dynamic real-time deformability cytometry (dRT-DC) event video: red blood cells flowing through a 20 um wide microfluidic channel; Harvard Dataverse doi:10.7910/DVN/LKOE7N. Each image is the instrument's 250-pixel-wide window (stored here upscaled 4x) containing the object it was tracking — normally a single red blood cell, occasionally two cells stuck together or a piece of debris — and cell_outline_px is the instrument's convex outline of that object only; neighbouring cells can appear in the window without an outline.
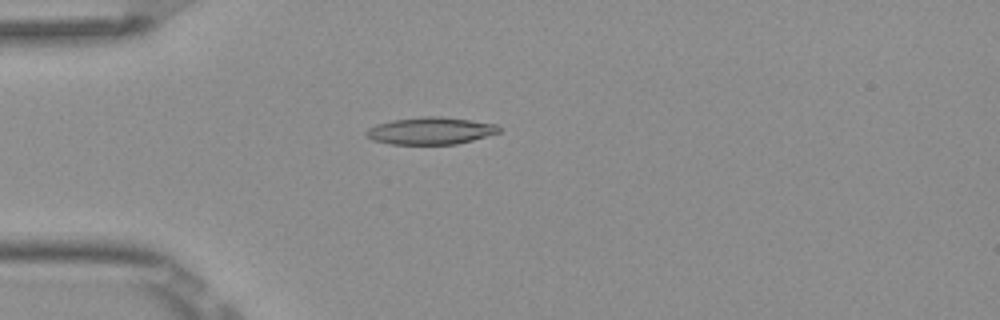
{"species": "Egyptian fruit bat (a non-hibernating species)", "species_latin": "Rousettus aegyptiacus", "temperature_condition": "room temperature", "stored_images_in_passage": 5, "camera_frame_rate_fps": 3000, "um_per_image_px": 0.085, "frame": {"image": 1, "passage_image": 5, "time_ms": 1.333, "image_size_px": [1000, 320], "cell_outline_px": [[500, 132], [472, 140], [456, 144], [388, 144], [372, 140], [364, 136], [364, 132], [368, 128], [376, 124], [392, 120], [424, 116], [440, 116], [496, 124], [500, 128]], "centroid_in_image_um": [36.53, 11.12], "position_along_channel_um": 48.5, "area_um2": 21.04}}